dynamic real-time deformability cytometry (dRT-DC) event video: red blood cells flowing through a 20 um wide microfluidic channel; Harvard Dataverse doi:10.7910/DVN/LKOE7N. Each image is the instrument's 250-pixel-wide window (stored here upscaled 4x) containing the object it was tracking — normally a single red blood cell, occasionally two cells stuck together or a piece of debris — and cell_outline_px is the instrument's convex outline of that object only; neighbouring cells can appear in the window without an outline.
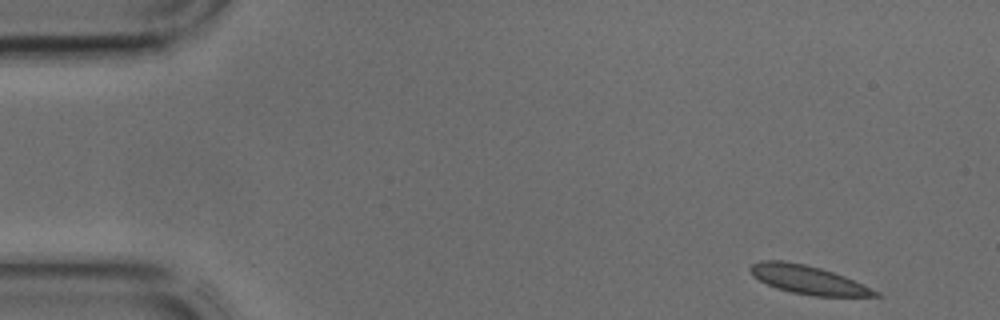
{"species": "common noctule bat (a hibernating species)", "species_latin": "Nyctalus noctula", "temperature_condition": "cold", "stored_images_in_passage": 10, "camera_frame_rate_fps": 3000, "um_per_image_px": 0.085, "animal": {"sex": "male", "body_mass_g": 17.9, "forearm_length_mm": 54.2}, "frame": {"image": 1, "passage_image": 1, "time_ms": 0.0, "image_size_px": [1000, 320], "cell_outline_px": [[884, 296], [812, 296], [792, 292], [776, 288], [760, 280], [748, 268], [752, 264], [760, 260], [784, 260], [804, 264], [820, 268], [844, 276], [880, 292]], "centroid_in_image_um": [68.7, 23.78], "position_along_channel_um": 16.3, "area_um2": 20.52}}